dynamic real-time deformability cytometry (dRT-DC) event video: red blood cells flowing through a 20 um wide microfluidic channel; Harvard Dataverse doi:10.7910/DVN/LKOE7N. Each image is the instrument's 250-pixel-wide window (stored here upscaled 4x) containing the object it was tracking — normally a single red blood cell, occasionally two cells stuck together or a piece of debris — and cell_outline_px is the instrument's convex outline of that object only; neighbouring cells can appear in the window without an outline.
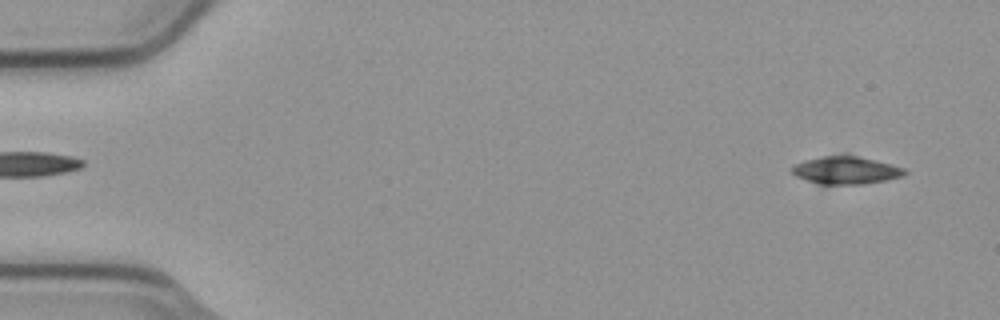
{"species": "common noctule bat (a hibernating species)", "species_latin": "Nyctalus noctula", "temperature_condition": "cold", "stored_images_in_passage": 4, "camera_frame_rate_fps": 3000, "um_per_image_px": 0.085, "animal": {"sex": "male", "body_mass_g": 23.1, "forearm_length_mm": 52.7}, "frame": {"image": 1, "passage_image": 1, "time_ms": 0.0, "image_size_px": [1000, 320], "cell_outline_px": [[908, 172], [904, 176], [884, 180], [860, 184], [816, 184], [796, 176], [792, 172], [792, 168], [796, 164], [808, 160], [840, 152], [848, 152], [892, 164], [904, 168]], "centroid_in_image_um": [71.94, 14.43], "position_along_channel_um": 13.1, "area_um2": 18.61}}